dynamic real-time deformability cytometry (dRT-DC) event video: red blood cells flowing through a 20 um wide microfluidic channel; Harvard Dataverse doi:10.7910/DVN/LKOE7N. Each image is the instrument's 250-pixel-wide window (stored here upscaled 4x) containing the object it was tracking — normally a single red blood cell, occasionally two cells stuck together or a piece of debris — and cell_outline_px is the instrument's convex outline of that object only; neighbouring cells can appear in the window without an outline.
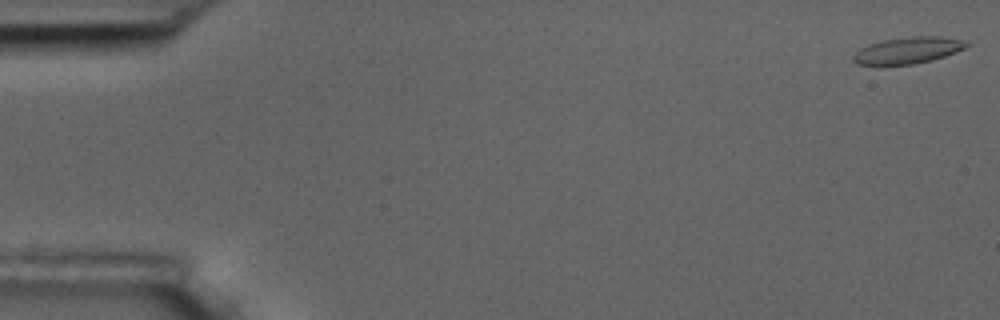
{"species": "common noctule bat (a hibernating species)", "species_latin": "Nyctalus noctula", "temperature_condition": "room temperature", "stored_images_in_passage": 6, "camera_frame_rate_fps": 3000, "um_per_image_px": 0.085, "animal": {"sex": "male", "body_mass_g": 17.5, "forearm_length_mm": 52.3}, "frame": {"image": 1, "passage_image": 1, "time_ms": 0.0, "image_size_px": [1000, 320], "cell_outline_px": [[972, 44], [956, 52], [932, 60], [912, 64], [884, 68], [876, 68], [856, 64], [852, 60], [852, 56], [860, 48], [868, 44], [884, 40], [912, 36], [940, 36], [960, 40]], "centroid_in_image_um": [77.06, 4.34], "position_along_channel_um": 7.9, "area_um2": 18.21}}
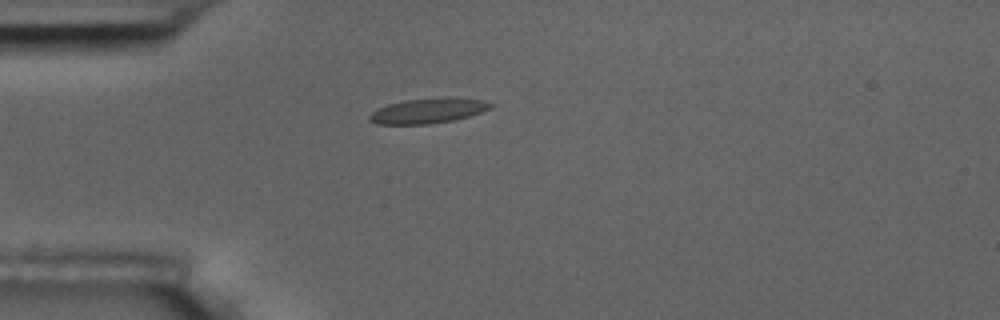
{"frame": {"image": 2, "passage_image": 5, "time_ms": 4.667, "image_size_px": [1000, 320], "cell_outline_px": [[496, 104], [492, 108], [468, 116], [452, 120], [428, 124], [376, 124], [368, 120], [368, 116], [376, 108], [388, 104], [404, 100], [444, 96], [456, 96], [484, 100]], "centroid_in_image_um": [36.41, 9.38], "position_along_channel_um": 48.6, "area_um2": 18.15}}